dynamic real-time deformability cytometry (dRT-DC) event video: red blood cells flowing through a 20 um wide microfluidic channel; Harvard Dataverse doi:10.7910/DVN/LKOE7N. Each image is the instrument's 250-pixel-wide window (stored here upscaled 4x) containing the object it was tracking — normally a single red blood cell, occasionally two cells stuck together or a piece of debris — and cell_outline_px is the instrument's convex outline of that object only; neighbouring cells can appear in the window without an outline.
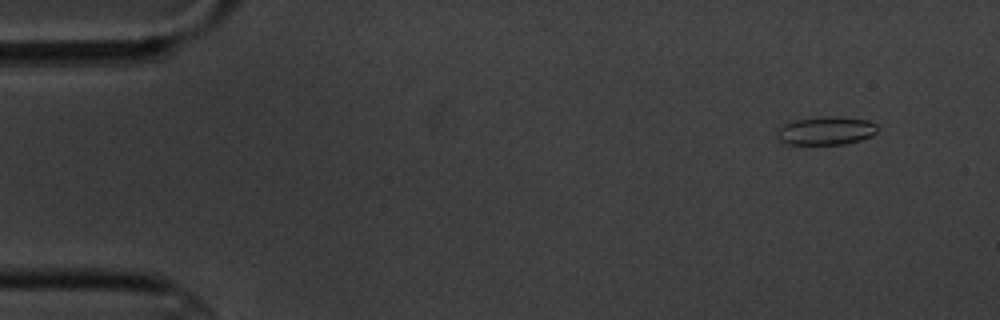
{"species": "common noctule bat (a hibernating species)", "species_latin": "Nyctalus noctula", "temperature_condition": "cold", "stored_images_in_passage": 6, "camera_frame_rate_fps": 3000, "um_per_image_px": 0.085, "animal": {"sex": "male", "body_mass_g": 20.1, "forearm_length_mm": 53.5}, "frame": {"image": 1, "passage_image": 2, "time_ms": 1.333, "image_size_px": [1000, 320], "cell_outline_px": [[876, 132], [872, 136], [860, 140], [844, 144], [784, 144], [780, 140], [776, 132], [784, 124], [796, 120], [820, 116], [836, 116], [868, 120], [876, 124]], "centroid_in_image_um": [70.21, 11.11], "position_along_channel_um": 14.8, "area_um2": 16.53}}
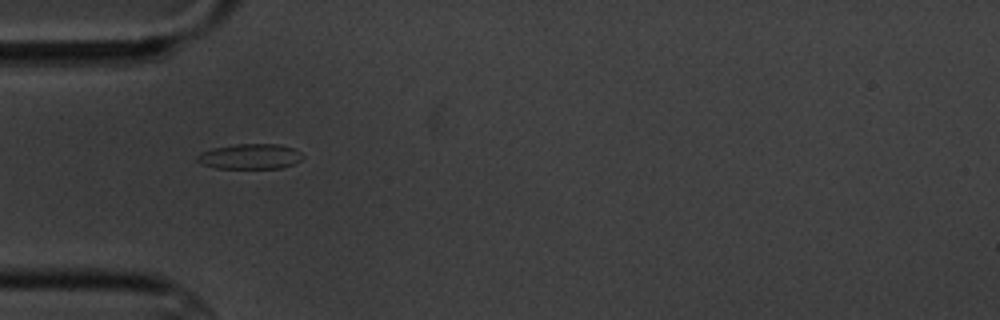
{"frame": {"image": 2, "passage_image": 5, "time_ms": 5.667, "image_size_px": [1000, 320], "cell_outline_px": [[304, 156], [300, 160], [284, 168], [216, 168], [204, 164], [196, 160], [196, 156], [200, 152], [212, 148], [236, 144], [280, 144], [292, 148], [300, 152]], "centroid_in_image_um": [21.25, 13.29], "position_along_channel_um": 63.8, "area_um2": 15.49}}